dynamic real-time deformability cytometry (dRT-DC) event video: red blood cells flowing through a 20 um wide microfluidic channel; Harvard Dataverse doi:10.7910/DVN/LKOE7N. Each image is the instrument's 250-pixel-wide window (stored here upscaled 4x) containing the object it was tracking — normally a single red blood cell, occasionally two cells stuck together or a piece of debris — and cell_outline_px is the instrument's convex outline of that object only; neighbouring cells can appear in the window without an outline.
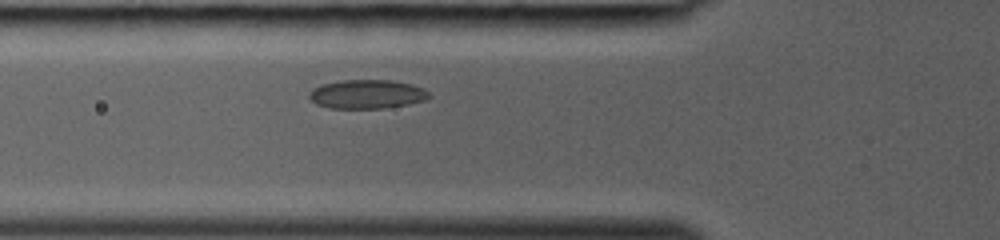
{"species": "common noctule bat (a hibernating species)", "species_latin": "Nyctalus noctula", "temperature_condition": "room temperature", "stored_images_in_passage": 23, "camera_frame_rate_fps": 3000, "um_per_image_px": 0.085, "animal": {"sex": "female", "body_mass_g": 19.0, "forearm_length_mm": 53.3}, "frame": {"image": 1, "passage_image": 2, "time_ms": 0.333, "image_size_px": [1000, 240], "cell_outline_px": [[428, 100], [408, 104], [384, 108], [328, 108], [316, 104], [308, 96], [308, 92], [312, 88], [320, 84], [340, 80], [392, 80], [412, 84], [424, 88], [428, 92]], "centroid_in_image_um": [31.16, 8.0], "position_along_channel_um": 94.6, "area_um2": 20.4}}
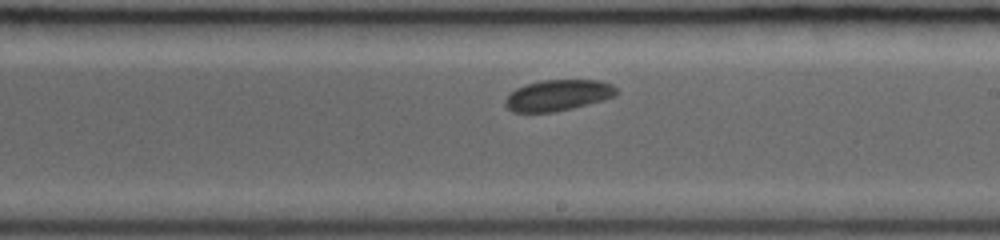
{"frame": {"image": 2, "passage_image": 11, "time_ms": 3.333, "image_size_px": [1000, 240], "cell_outline_px": [[620, 92], [616, 96], [572, 108], [552, 112], [512, 112], [504, 104], [504, 100], [516, 88], [524, 84], [540, 80], [600, 80], [612, 84]], "centroid_in_image_um": [47.43, 8.08], "position_along_channel_um": 241.6, "area_um2": 20.17}}
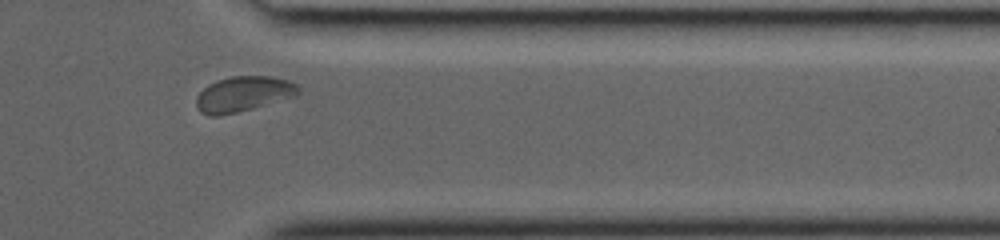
{"frame": {"image": 3, "passage_image": 20, "time_ms": 6.333, "image_size_px": [1000, 240], "cell_outline_px": [[300, 92], [296, 96], [252, 108], [236, 112], [216, 116], [208, 116], [200, 112], [196, 108], [196, 96], [208, 84], [216, 80], [232, 76], [272, 76], [288, 80], [296, 84], [300, 88]], "centroid_in_image_um": [20.67, 7.98], "position_along_channel_um": 390.7, "area_um2": 21.04}}